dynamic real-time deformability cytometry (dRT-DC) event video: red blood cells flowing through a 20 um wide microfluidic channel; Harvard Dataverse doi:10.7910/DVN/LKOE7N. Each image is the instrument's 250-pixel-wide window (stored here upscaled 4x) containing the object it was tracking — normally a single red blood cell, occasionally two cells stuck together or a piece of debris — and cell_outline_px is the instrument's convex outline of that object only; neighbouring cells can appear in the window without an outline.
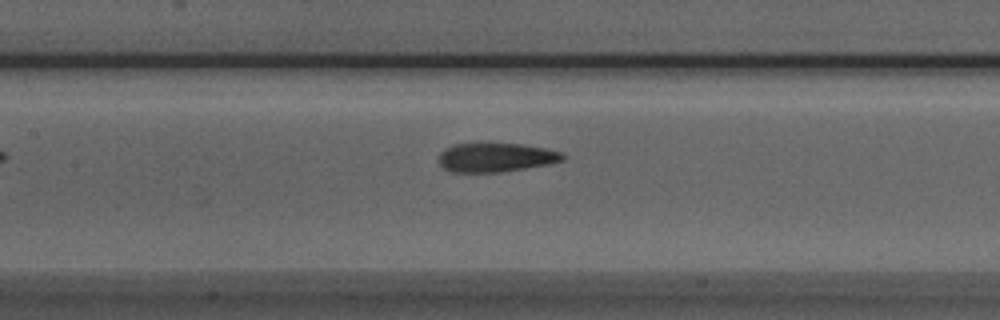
{"species": "Egyptian fruit bat (a non-hibernating species)", "species_latin": "Rousettus aegyptiacus", "temperature_condition": "room temperature", "stored_images_in_passage": 31, "camera_frame_rate_fps": 3000, "um_per_image_px": 0.085, "animal": {"sex": "male"}, "frame": {"image": 1, "passage_image": 8, "time_ms": 2.333, "image_size_px": [1000, 320], "cell_outline_px": [[564, 160], [548, 164], [500, 172], [452, 172], [444, 168], [436, 160], [440, 152], [444, 148], [452, 144], [524, 144], [548, 148], [560, 152], [564, 156]], "centroid_in_image_um": [42.1, 13.38], "position_along_channel_um": 165.3, "area_um2": 20.98}}
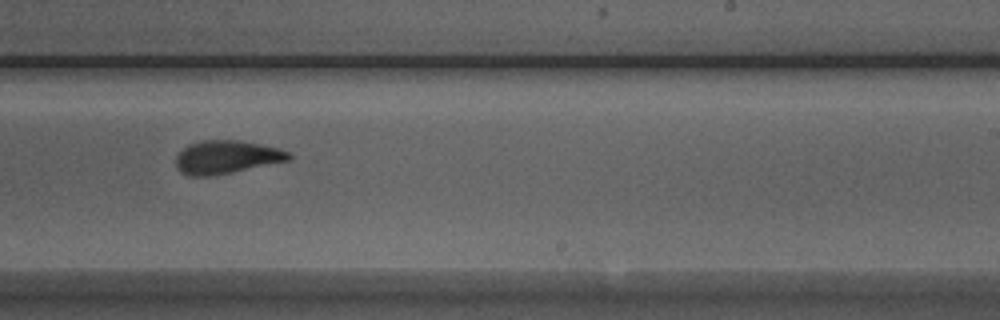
{"frame": {"image": 2, "passage_image": 16, "time_ms": 5.0, "image_size_px": [1000, 320], "cell_outline_px": [[292, 160], [212, 176], [188, 176], [180, 172], [176, 168], [176, 156], [188, 144], [200, 140], [236, 140], [260, 144], [276, 148], [288, 152], [292, 156]], "centroid_in_image_um": [19.23, 13.36], "position_along_channel_um": 269.8, "area_um2": 21.91}}
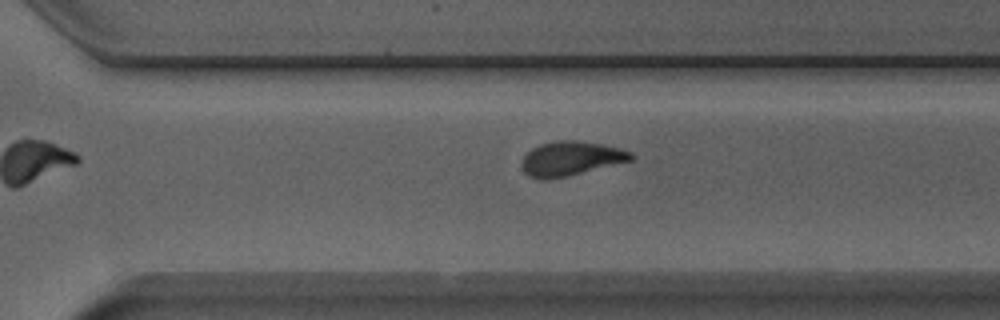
{"frame": {"image": 3, "passage_image": 20, "time_ms": 6.333, "image_size_px": [1000, 320], "cell_outline_px": [[636, 156], [632, 160], [568, 176], [544, 180], [540, 180], [528, 176], [524, 172], [520, 164], [524, 156], [532, 148], [540, 144], [556, 140], [576, 140], [600, 144], [620, 148], [632, 152]], "centroid_in_image_um": [48.5, 13.48], "position_along_channel_um": 322.1, "area_um2": 21.96}}